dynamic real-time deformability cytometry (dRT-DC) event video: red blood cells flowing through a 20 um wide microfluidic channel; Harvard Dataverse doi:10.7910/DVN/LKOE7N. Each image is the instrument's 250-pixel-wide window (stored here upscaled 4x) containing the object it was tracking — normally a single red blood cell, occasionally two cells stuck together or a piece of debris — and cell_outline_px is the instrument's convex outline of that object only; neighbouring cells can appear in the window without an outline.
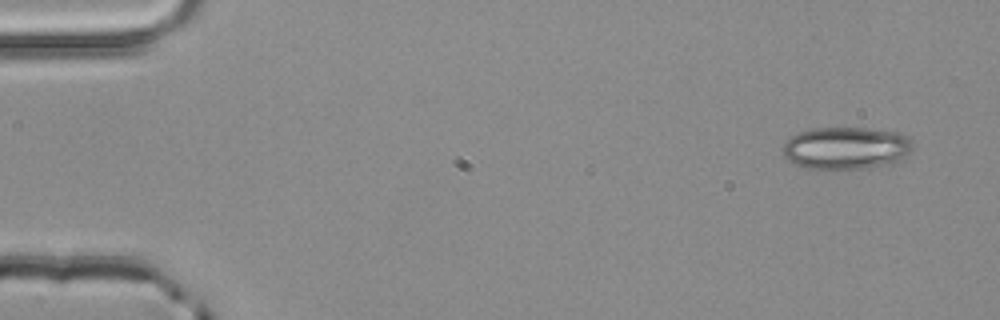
{"species": "common noctule bat (a hibernating species)", "species_latin": "Nyctalus noctula", "temperature_condition": "room temperature", "stored_images_in_passage": 4, "camera_frame_rate_fps": 3000, "um_per_image_px": 0.085, "animal": {"sex": "male", "body_mass_g": 20.4}, "frame": {"image": 1, "passage_image": 1, "time_ms": 0.0, "image_size_px": [1000, 320], "cell_outline_px": [[912, 148], [896, 164], [864, 168], [804, 168], [788, 160], [784, 156], [784, 144], [796, 132], [812, 128], [868, 128], [896, 132], [904, 136], [912, 144]], "centroid_in_image_um": [71.9, 12.58], "position_along_channel_um": 13.1, "area_um2": 31.85}}